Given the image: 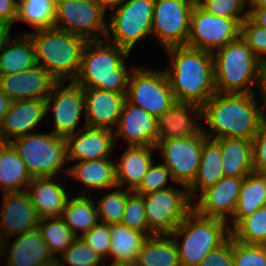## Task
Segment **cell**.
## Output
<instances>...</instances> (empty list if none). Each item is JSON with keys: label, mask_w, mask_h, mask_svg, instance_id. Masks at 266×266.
Instances as JSON below:
<instances>
[{"label": "cell", "mask_w": 266, "mask_h": 266, "mask_svg": "<svg viewBox=\"0 0 266 266\" xmlns=\"http://www.w3.org/2000/svg\"><path fill=\"white\" fill-rule=\"evenodd\" d=\"M256 101L254 94L217 92L202 106V117L212 131V134L205 130L203 133L209 139L232 137L253 140L265 121L264 112Z\"/></svg>", "instance_id": "obj_1"}, {"label": "cell", "mask_w": 266, "mask_h": 266, "mask_svg": "<svg viewBox=\"0 0 266 266\" xmlns=\"http://www.w3.org/2000/svg\"><path fill=\"white\" fill-rule=\"evenodd\" d=\"M166 50L172 58V67L164 71L174 99L202 107L217 93L212 53L188 46H174Z\"/></svg>", "instance_id": "obj_2"}, {"label": "cell", "mask_w": 266, "mask_h": 266, "mask_svg": "<svg viewBox=\"0 0 266 266\" xmlns=\"http://www.w3.org/2000/svg\"><path fill=\"white\" fill-rule=\"evenodd\" d=\"M110 40L111 37L108 40L87 41L74 82L83 88L126 94L131 73L126 69L124 61L130 52L116 44L108 43Z\"/></svg>", "instance_id": "obj_3"}, {"label": "cell", "mask_w": 266, "mask_h": 266, "mask_svg": "<svg viewBox=\"0 0 266 266\" xmlns=\"http://www.w3.org/2000/svg\"><path fill=\"white\" fill-rule=\"evenodd\" d=\"M212 55L218 93L254 94L251 89L254 83L261 90L264 64L241 36Z\"/></svg>", "instance_id": "obj_4"}, {"label": "cell", "mask_w": 266, "mask_h": 266, "mask_svg": "<svg viewBox=\"0 0 266 266\" xmlns=\"http://www.w3.org/2000/svg\"><path fill=\"white\" fill-rule=\"evenodd\" d=\"M34 44L35 62L57 81H74L81 65L87 40L55 27L28 34ZM42 62V63H41Z\"/></svg>", "instance_id": "obj_5"}, {"label": "cell", "mask_w": 266, "mask_h": 266, "mask_svg": "<svg viewBox=\"0 0 266 266\" xmlns=\"http://www.w3.org/2000/svg\"><path fill=\"white\" fill-rule=\"evenodd\" d=\"M178 249L181 266H199L204 258L230 236L225 220L199 215L192 210L170 234ZM184 236L182 245L177 238Z\"/></svg>", "instance_id": "obj_6"}, {"label": "cell", "mask_w": 266, "mask_h": 266, "mask_svg": "<svg viewBox=\"0 0 266 266\" xmlns=\"http://www.w3.org/2000/svg\"><path fill=\"white\" fill-rule=\"evenodd\" d=\"M10 144L33 178L54 177L67 161L65 137L57 136L52 132L50 134L29 133L26 136L11 139Z\"/></svg>", "instance_id": "obj_7"}, {"label": "cell", "mask_w": 266, "mask_h": 266, "mask_svg": "<svg viewBox=\"0 0 266 266\" xmlns=\"http://www.w3.org/2000/svg\"><path fill=\"white\" fill-rule=\"evenodd\" d=\"M186 189V190H185ZM148 236L170 235L193 210L188 187L167 189L143 195Z\"/></svg>", "instance_id": "obj_8"}, {"label": "cell", "mask_w": 266, "mask_h": 266, "mask_svg": "<svg viewBox=\"0 0 266 266\" xmlns=\"http://www.w3.org/2000/svg\"><path fill=\"white\" fill-rule=\"evenodd\" d=\"M155 0H122L109 17L107 35L113 44L129 52L139 39L152 34V16Z\"/></svg>", "instance_id": "obj_9"}, {"label": "cell", "mask_w": 266, "mask_h": 266, "mask_svg": "<svg viewBox=\"0 0 266 266\" xmlns=\"http://www.w3.org/2000/svg\"><path fill=\"white\" fill-rule=\"evenodd\" d=\"M105 11L97 0H57L54 27L87 41L101 40L98 34L107 35Z\"/></svg>", "instance_id": "obj_10"}, {"label": "cell", "mask_w": 266, "mask_h": 266, "mask_svg": "<svg viewBox=\"0 0 266 266\" xmlns=\"http://www.w3.org/2000/svg\"><path fill=\"white\" fill-rule=\"evenodd\" d=\"M126 100L158 118L175 99L164 70L134 67L128 81Z\"/></svg>", "instance_id": "obj_11"}, {"label": "cell", "mask_w": 266, "mask_h": 266, "mask_svg": "<svg viewBox=\"0 0 266 266\" xmlns=\"http://www.w3.org/2000/svg\"><path fill=\"white\" fill-rule=\"evenodd\" d=\"M240 33L241 22L238 19L214 16L200 6H194L186 46L213 53L238 39Z\"/></svg>", "instance_id": "obj_12"}, {"label": "cell", "mask_w": 266, "mask_h": 266, "mask_svg": "<svg viewBox=\"0 0 266 266\" xmlns=\"http://www.w3.org/2000/svg\"><path fill=\"white\" fill-rule=\"evenodd\" d=\"M207 139L203 131L189 138H170L155 146L161 151L163 164L170 170L172 182L189 187L195 180L203 142Z\"/></svg>", "instance_id": "obj_13"}, {"label": "cell", "mask_w": 266, "mask_h": 266, "mask_svg": "<svg viewBox=\"0 0 266 266\" xmlns=\"http://www.w3.org/2000/svg\"><path fill=\"white\" fill-rule=\"evenodd\" d=\"M193 7L186 0H155L152 34L163 43L165 49L187 45Z\"/></svg>", "instance_id": "obj_14"}, {"label": "cell", "mask_w": 266, "mask_h": 266, "mask_svg": "<svg viewBox=\"0 0 266 266\" xmlns=\"http://www.w3.org/2000/svg\"><path fill=\"white\" fill-rule=\"evenodd\" d=\"M62 83H55L45 101L47 113L53 104L55 129L52 133L67 137L75 133L82 110L85 111V94L84 88L74 81H70L67 86Z\"/></svg>", "instance_id": "obj_15"}, {"label": "cell", "mask_w": 266, "mask_h": 266, "mask_svg": "<svg viewBox=\"0 0 266 266\" xmlns=\"http://www.w3.org/2000/svg\"><path fill=\"white\" fill-rule=\"evenodd\" d=\"M56 82L47 70L35 64L24 72L0 75V90L11 102L45 100Z\"/></svg>", "instance_id": "obj_16"}, {"label": "cell", "mask_w": 266, "mask_h": 266, "mask_svg": "<svg viewBox=\"0 0 266 266\" xmlns=\"http://www.w3.org/2000/svg\"><path fill=\"white\" fill-rule=\"evenodd\" d=\"M244 177H223L214 186L200 193L198 203L193 210L199 215L227 221L226 213L231 217L236 210L238 196Z\"/></svg>", "instance_id": "obj_17"}, {"label": "cell", "mask_w": 266, "mask_h": 266, "mask_svg": "<svg viewBox=\"0 0 266 266\" xmlns=\"http://www.w3.org/2000/svg\"><path fill=\"white\" fill-rule=\"evenodd\" d=\"M157 133V118L125 100L114 132L115 140L122 136L130 146H155Z\"/></svg>", "instance_id": "obj_18"}, {"label": "cell", "mask_w": 266, "mask_h": 266, "mask_svg": "<svg viewBox=\"0 0 266 266\" xmlns=\"http://www.w3.org/2000/svg\"><path fill=\"white\" fill-rule=\"evenodd\" d=\"M83 129L65 137L67 161L76 159L83 162L109 158L117 142L113 130L86 126Z\"/></svg>", "instance_id": "obj_19"}, {"label": "cell", "mask_w": 266, "mask_h": 266, "mask_svg": "<svg viewBox=\"0 0 266 266\" xmlns=\"http://www.w3.org/2000/svg\"><path fill=\"white\" fill-rule=\"evenodd\" d=\"M86 127L113 130L118 124L126 94L84 88Z\"/></svg>", "instance_id": "obj_20"}, {"label": "cell", "mask_w": 266, "mask_h": 266, "mask_svg": "<svg viewBox=\"0 0 266 266\" xmlns=\"http://www.w3.org/2000/svg\"><path fill=\"white\" fill-rule=\"evenodd\" d=\"M45 100H22L11 102L8 112L0 124V138L2 143H10L14 139L28 135L46 116Z\"/></svg>", "instance_id": "obj_21"}, {"label": "cell", "mask_w": 266, "mask_h": 266, "mask_svg": "<svg viewBox=\"0 0 266 266\" xmlns=\"http://www.w3.org/2000/svg\"><path fill=\"white\" fill-rule=\"evenodd\" d=\"M190 113L202 116V107L183 100H174L170 107L157 118V143L170 138H189L199 135L203 129L195 124Z\"/></svg>", "instance_id": "obj_22"}, {"label": "cell", "mask_w": 266, "mask_h": 266, "mask_svg": "<svg viewBox=\"0 0 266 266\" xmlns=\"http://www.w3.org/2000/svg\"><path fill=\"white\" fill-rule=\"evenodd\" d=\"M2 195L3 210L0 218L2 236L20 235L38 227L40 219L26 191Z\"/></svg>", "instance_id": "obj_23"}, {"label": "cell", "mask_w": 266, "mask_h": 266, "mask_svg": "<svg viewBox=\"0 0 266 266\" xmlns=\"http://www.w3.org/2000/svg\"><path fill=\"white\" fill-rule=\"evenodd\" d=\"M10 246L8 266H47L56 262L38 228L18 235Z\"/></svg>", "instance_id": "obj_24"}, {"label": "cell", "mask_w": 266, "mask_h": 266, "mask_svg": "<svg viewBox=\"0 0 266 266\" xmlns=\"http://www.w3.org/2000/svg\"><path fill=\"white\" fill-rule=\"evenodd\" d=\"M52 180L53 177L33 178L26 186L39 219L63 216L68 196L61 183Z\"/></svg>", "instance_id": "obj_25"}, {"label": "cell", "mask_w": 266, "mask_h": 266, "mask_svg": "<svg viewBox=\"0 0 266 266\" xmlns=\"http://www.w3.org/2000/svg\"><path fill=\"white\" fill-rule=\"evenodd\" d=\"M222 153L224 177H246L253 173L252 140L243 138H216Z\"/></svg>", "instance_id": "obj_26"}, {"label": "cell", "mask_w": 266, "mask_h": 266, "mask_svg": "<svg viewBox=\"0 0 266 266\" xmlns=\"http://www.w3.org/2000/svg\"><path fill=\"white\" fill-rule=\"evenodd\" d=\"M156 149V146L128 147L122 155L120 163L115 165L118 188L129 185L127 189L134 191L139 186L149 167L152 165V150Z\"/></svg>", "instance_id": "obj_27"}, {"label": "cell", "mask_w": 266, "mask_h": 266, "mask_svg": "<svg viewBox=\"0 0 266 266\" xmlns=\"http://www.w3.org/2000/svg\"><path fill=\"white\" fill-rule=\"evenodd\" d=\"M145 232L131 229L121 223L111 224V242L108 255L114 257L115 265L134 266L144 241Z\"/></svg>", "instance_id": "obj_28"}, {"label": "cell", "mask_w": 266, "mask_h": 266, "mask_svg": "<svg viewBox=\"0 0 266 266\" xmlns=\"http://www.w3.org/2000/svg\"><path fill=\"white\" fill-rule=\"evenodd\" d=\"M222 158L220 145L214 139L207 138L203 142L197 176L188 187L191 200L195 191H198L197 188H200L201 193L217 184L224 177Z\"/></svg>", "instance_id": "obj_29"}, {"label": "cell", "mask_w": 266, "mask_h": 266, "mask_svg": "<svg viewBox=\"0 0 266 266\" xmlns=\"http://www.w3.org/2000/svg\"><path fill=\"white\" fill-rule=\"evenodd\" d=\"M33 177L10 143L0 145V184L2 193L26 191L22 185H29Z\"/></svg>", "instance_id": "obj_30"}, {"label": "cell", "mask_w": 266, "mask_h": 266, "mask_svg": "<svg viewBox=\"0 0 266 266\" xmlns=\"http://www.w3.org/2000/svg\"><path fill=\"white\" fill-rule=\"evenodd\" d=\"M115 162L109 158L79 162L66 171L79 179L88 189H108L118 187Z\"/></svg>", "instance_id": "obj_31"}, {"label": "cell", "mask_w": 266, "mask_h": 266, "mask_svg": "<svg viewBox=\"0 0 266 266\" xmlns=\"http://www.w3.org/2000/svg\"><path fill=\"white\" fill-rule=\"evenodd\" d=\"M134 266H181L171 235H152L144 241Z\"/></svg>", "instance_id": "obj_32"}, {"label": "cell", "mask_w": 266, "mask_h": 266, "mask_svg": "<svg viewBox=\"0 0 266 266\" xmlns=\"http://www.w3.org/2000/svg\"><path fill=\"white\" fill-rule=\"evenodd\" d=\"M266 205V174L251 173L244 177L232 216L233 227L243 218Z\"/></svg>", "instance_id": "obj_33"}, {"label": "cell", "mask_w": 266, "mask_h": 266, "mask_svg": "<svg viewBox=\"0 0 266 266\" xmlns=\"http://www.w3.org/2000/svg\"><path fill=\"white\" fill-rule=\"evenodd\" d=\"M0 54V75L24 72L32 68L35 62L34 44L25 33L6 45Z\"/></svg>", "instance_id": "obj_34"}, {"label": "cell", "mask_w": 266, "mask_h": 266, "mask_svg": "<svg viewBox=\"0 0 266 266\" xmlns=\"http://www.w3.org/2000/svg\"><path fill=\"white\" fill-rule=\"evenodd\" d=\"M62 218L76 235V229H80L81 236L94 227L99 219L97 208L92 199L86 197V193L67 200Z\"/></svg>", "instance_id": "obj_35"}, {"label": "cell", "mask_w": 266, "mask_h": 266, "mask_svg": "<svg viewBox=\"0 0 266 266\" xmlns=\"http://www.w3.org/2000/svg\"><path fill=\"white\" fill-rule=\"evenodd\" d=\"M57 0H19L16 21H24L35 30L54 27Z\"/></svg>", "instance_id": "obj_36"}, {"label": "cell", "mask_w": 266, "mask_h": 266, "mask_svg": "<svg viewBox=\"0 0 266 266\" xmlns=\"http://www.w3.org/2000/svg\"><path fill=\"white\" fill-rule=\"evenodd\" d=\"M37 228L55 259L57 253L62 254L78 238L62 217L40 219Z\"/></svg>", "instance_id": "obj_37"}, {"label": "cell", "mask_w": 266, "mask_h": 266, "mask_svg": "<svg viewBox=\"0 0 266 266\" xmlns=\"http://www.w3.org/2000/svg\"><path fill=\"white\" fill-rule=\"evenodd\" d=\"M231 237L241 243L266 245V205L230 228Z\"/></svg>", "instance_id": "obj_38"}, {"label": "cell", "mask_w": 266, "mask_h": 266, "mask_svg": "<svg viewBox=\"0 0 266 266\" xmlns=\"http://www.w3.org/2000/svg\"><path fill=\"white\" fill-rule=\"evenodd\" d=\"M126 190H114L99 200L97 211L101 222L110 225L122 222L127 197L132 192Z\"/></svg>", "instance_id": "obj_39"}, {"label": "cell", "mask_w": 266, "mask_h": 266, "mask_svg": "<svg viewBox=\"0 0 266 266\" xmlns=\"http://www.w3.org/2000/svg\"><path fill=\"white\" fill-rule=\"evenodd\" d=\"M61 255L65 262L57 258L56 263L59 266H65L66 263L71 266H98L104 261L81 237H78Z\"/></svg>", "instance_id": "obj_40"}, {"label": "cell", "mask_w": 266, "mask_h": 266, "mask_svg": "<svg viewBox=\"0 0 266 266\" xmlns=\"http://www.w3.org/2000/svg\"><path fill=\"white\" fill-rule=\"evenodd\" d=\"M233 266H266V245L245 244L232 238Z\"/></svg>", "instance_id": "obj_41"}, {"label": "cell", "mask_w": 266, "mask_h": 266, "mask_svg": "<svg viewBox=\"0 0 266 266\" xmlns=\"http://www.w3.org/2000/svg\"><path fill=\"white\" fill-rule=\"evenodd\" d=\"M121 224L148 235L143 195L134 191L128 195Z\"/></svg>", "instance_id": "obj_42"}, {"label": "cell", "mask_w": 266, "mask_h": 266, "mask_svg": "<svg viewBox=\"0 0 266 266\" xmlns=\"http://www.w3.org/2000/svg\"><path fill=\"white\" fill-rule=\"evenodd\" d=\"M240 36L257 58L266 64V28L259 26L248 16L241 23Z\"/></svg>", "instance_id": "obj_43"}, {"label": "cell", "mask_w": 266, "mask_h": 266, "mask_svg": "<svg viewBox=\"0 0 266 266\" xmlns=\"http://www.w3.org/2000/svg\"><path fill=\"white\" fill-rule=\"evenodd\" d=\"M247 2L248 0H205L200 7L214 16L238 19L242 23L249 16L248 11L242 13Z\"/></svg>", "instance_id": "obj_44"}, {"label": "cell", "mask_w": 266, "mask_h": 266, "mask_svg": "<svg viewBox=\"0 0 266 266\" xmlns=\"http://www.w3.org/2000/svg\"><path fill=\"white\" fill-rule=\"evenodd\" d=\"M168 178L172 180L170 170L163 163L156 166L152 164L134 192L146 195L167 189L165 185L168 183Z\"/></svg>", "instance_id": "obj_45"}, {"label": "cell", "mask_w": 266, "mask_h": 266, "mask_svg": "<svg viewBox=\"0 0 266 266\" xmlns=\"http://www.w3.org/2000/svg\"><path fill=\"white\" fill-rule=\"evenodd\" d=\"M94 252H96L103 260L108 255L110 238H111V225L98 222L83 236H80Z\"/></svg>", "instance_id": "obj_46"}, {"label": "cell", "mask_w": 266, "mask_h": 266, "mask_svg": "<svg viewBox=\"0 0 266 266\" xmlns=\"http://www.w3.org/2000/svg\"><path fill=\"white\" fill-rule=\"evenodd\" d=\"M253 172L266 174V120L252 140Z\"/></svg>", "instance_id": "obj_47"}, {"label": "cell", "mask_w": 266, "mask_h": 266, "mask_svg": "<svg viewBox=\"0 0 266 266\" xmlns=\"http://www.w3.org/2000/svg\"><path fill=\"white\" fill-rule=\"evenodd\" d=\"M199 266H233L232 237L230 236L222 245L212 250Z\"/></svg>", "instance_id": "obj_48"}, {"label": "cell", "mask_w": 266, "mask_h": 266, "mask_svg": "<svg viewBox=\"0 0 266 266\" xmlns=\"http://www.w3.org/2000/svg\"><path fill=\"white\" fill-rule=\"evenodd\" d=\"M18 1L0 0V21L13 25L17 17Z\"/></svg>", "instance_id": "obj_49"}, {"label": "cell", "mask_w": 266, "mask_h": 266, "mask_svg": "<svg viewBox=\"0 0 266 266\" xmlns=\"http://www.w3.org/2000/svg\"><path fill=\"white\" fill-rule=\"evenodd\" d=\"M249 17L259 26L266 28V7L251 9Z\"/></svg>", "instance_id": "obj_50"}, {"label": "cell", "mask_w": 266, "mask_h": 266, "mask_svg": "<svg viewBox=\"0 0 266 266\" xmlns=\"http://www.w3.org/2000/svg\"><path fill=\"white\" fill-rule=\"evenodd\" d=\"M11 27V24L4 21H0V51H2L11 40Z\"/></svg>", "instance_id": "obj_51"}, {"label": "cell", "mask_w": 266, "mask_h": 266, "mask_svg": "<svg viewBox=\"0 0 266 266\" xmlns=\"http://www.w3.org/2000/svg\"><path fill=\"white\" fill-rule=\"evenodd\" d=\"M11 105V100L0 90V124Z\"/></svg>", "instance_id": "obj_52"}, {"label": "cell", "mask_w": 266, "mask_h": 266, "mask_svg": "<svg viewBox=\"0 0 266 266\" xmlns=\"http://www.w3.org/2000/svg\"><path fill=\"white\" fill-rule=\"evenodd\" d=\"M261 97L264 101V108L266 109V64L263 65V72H262V82H261ZM264 119L266 120V115L264 113Z\"/></svg>", "instance_id": "obj_53"}, {"label": "cell", "mask_w": 266, "mask_h": 266, "mask_svg": "<svg viewBox=\"0 0 266 266\" xmlns=\"http://www.w3.org/2000/svg\"><path fill=\"white\" fill-rule=\"evenodd\" d=\"M100 5H102L105 9L110 7L114 9L116 5H118L122 0H97Z\"/></svg>", "instance_id": "obj_54"}, {"label": "cell", "mask_w": 266, "mask_h": 266, "mask_svg": "<svg viewBox=\"0 0 266 266\" xmlns=\"http://www.w3.org/2000/svg\"><path fill=\"white\" fill-rule=\"evenodd\" d=\"M248 3L251 4V9L266 7V0H250Z\"/></svg>", "instance_id": "obj_55"}, {"label": "cell", "mask_w": 266, "mask_h": 266, "mask_svg": "<svg viewBox=\"0 0 266 266\" xmlns=\"http://www.w3.org/2000/svg\"><path fill=\"white\" fill-rule=\"evenodd\" d=\"M188 3L193 6H200L205 0H186Z\"/></svg>", "instance_id": "obj_56"}, {"label": "cell", "mask_w": 266, "mask_h": 266, "mask_svg": "<svg viewBox=\"0 0 266 266\" xmlns=\"http://www.w3.org/2000/svg\"><path fill=\"white\" fill-rule=\"evenodd\" d=\"M1 235H2V234L0 233V253L4 251V248H6V247L4 246L5 236L3 237V236H1ZM3 246H4V247H3ZM2 248H3V249H2ZM0 255H2V253H1Z\"/></svg>", "instance_id": "obj_57"}, {"label": "cell", "mask_w": 266, "mask_h": 266, "mask_svg": "<svg viewBox=\"0 0 266 266\" xmlns=\"http://www.w3.org/2000/svg\"><path fill=\"white\" fill-rule=\"evenodd\" d=\"M106 265V262L104 261L101 266H105ZM108 266H125V265H115V264H110Z\"/></svg>", "instance_id": "obj_58"}, {"label": "cell", "mask_w": 266, "mask_h": 266, "mask_svg": "<svg viewBox=\"0 0 266 266\" xmlns=\"http://www.w3.org/2000/svg\"><path fill=\"white\" fill-rule=\"evenodd\" d=\"M47 266H59L56 262L50 264V265H47Z\"/></svg>", "instance_id": "obj_59"}]
</instances>
